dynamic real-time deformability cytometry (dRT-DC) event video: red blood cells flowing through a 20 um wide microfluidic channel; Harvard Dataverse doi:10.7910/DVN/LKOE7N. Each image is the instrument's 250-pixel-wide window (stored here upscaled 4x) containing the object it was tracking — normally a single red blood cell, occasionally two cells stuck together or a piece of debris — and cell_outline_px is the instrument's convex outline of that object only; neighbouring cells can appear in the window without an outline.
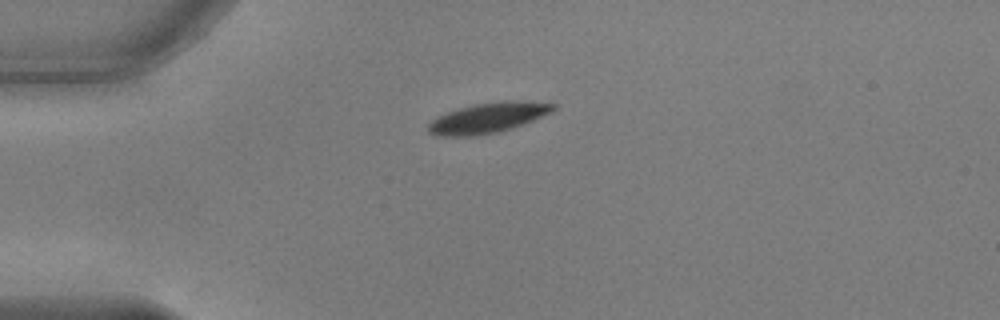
{"species": "common noctule bat (a hibernating species)", "species_latin": "Nyctalus noctula", "temperature_condition": "warm", "stored_images_in_passage": 49, "camera_frame_rate_fps": 3000, "um_per_image_px": 0.085, "animal": {"sex": "male", "body_mass_g": 17.9, "forearm_length_mm": 54.2}, "frame": {"image": 1, "passage_image": 9, "time_ms": 2.667, "image_size_px": [1000, 320], "cell_outline_px": [[556, 108], [552, 112], [524, 124], [512, 128], [496, 132], [476, 136], [436, 136], [428, 132], [428, 124], [436, 116], [472, 104], [504, 100], [524, 100], [556, 104]], "centroid_in_image_um": [41.49, 10.0], "position_along_channel_um": 43.5, "area_um2": 22.25}}
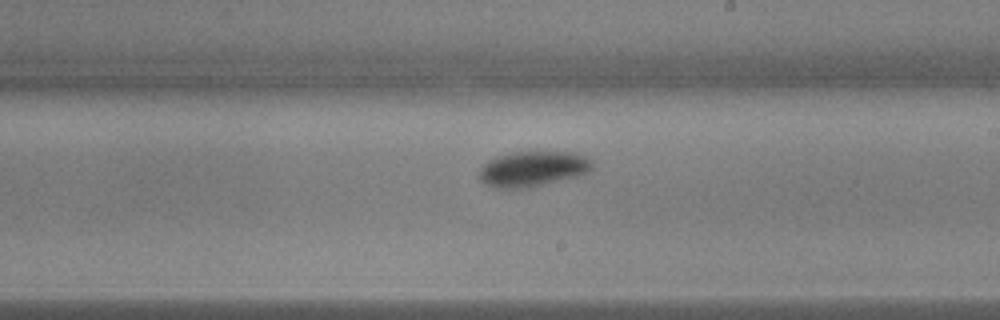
{"frame": {"image": 2, "passage_image": 27, "time_ms": 8.667, "image_size_px": [1000, 320], "cell_outline_px": [[592, 168], [588, 172], [576, 176], [532, 188], [496, 188], [484, 184], [480, 180], [480, 168], [488, 160], [496, 156], [512, 152], [576, 152], [592, 160]], "centroid_in_image_um": [45.27, 14.36], "position_along_channel_um": 243.7, "area_um2": 23.41}}
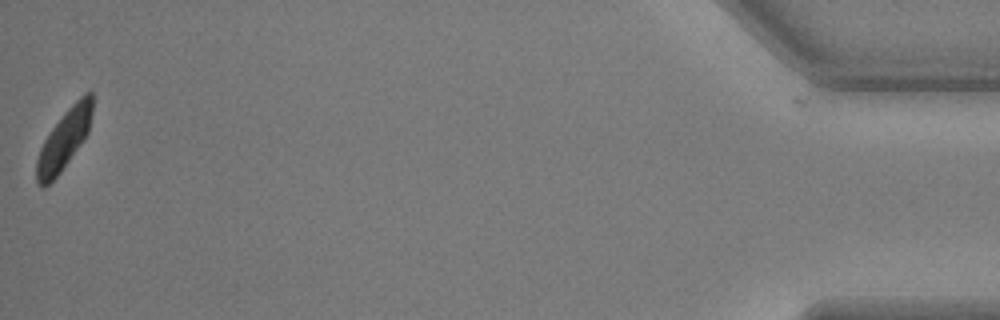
{"frame": {"image": 3, "passage_image": 49, "time_ms": 16.0, "image_size_px": [1000, 320], "cell_outline_px": [[92, 112], [88, 132], [84, 140], [60, 172], [44, 188], [36, 180], [36, 160], [40, 148], [44, 140], [52, 128], [64, 112], [84, 92], [92, 92]], "centroid_in_image_um": [5.45, 11.85], "position_along_channel_um": 429.8, "area_um2": 19.13}, "authors_computed_cell_mechanics": {"area_um2": 21.5016, "velocity_mm_per_s": 3.7639, "shape_relaxation_time_tau1_ms": 2.6063, "shape_relaxation_time_tau2_ms": null, "deformation_change_tau1": 0.1459, "deformation_change_tau2": null}}